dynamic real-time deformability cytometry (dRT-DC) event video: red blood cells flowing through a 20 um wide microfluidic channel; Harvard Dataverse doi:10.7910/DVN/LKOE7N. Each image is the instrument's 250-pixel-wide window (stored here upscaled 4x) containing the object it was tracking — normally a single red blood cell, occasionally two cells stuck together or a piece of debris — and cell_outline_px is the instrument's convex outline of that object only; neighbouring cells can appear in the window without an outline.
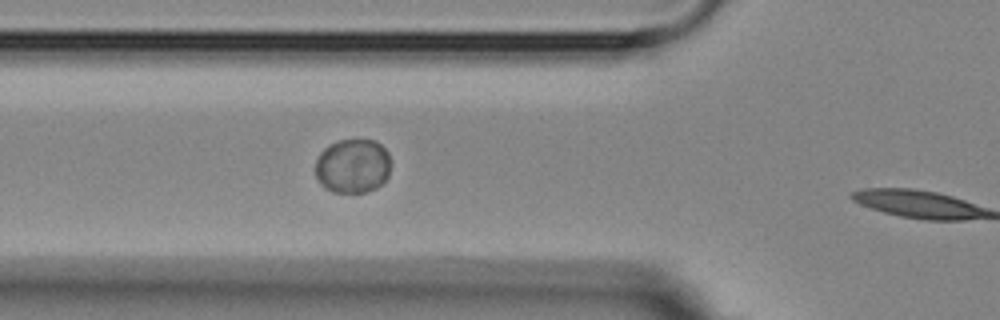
{"species": "Egyptian fruit bat (a non-hibernating species)", "species_latin": "Rousettus aegyptiacus", "temperature_condition": "room temperature", "stored_images_in_passage": 4, "segment_of_instrument_passage": [1, 2], "camera_frame_rate_fps": 3000, "um_per_image_px": 0.085, "animal": {"sex": "female"}, "frame": {"image": 1, "passage_image": 3, "time_ms": 3.333, "image_size_px": [1000, 320], "cell_outline_px": [[392, 164], [388, 176], [376, 188], [364, 192], [332, 192], [324, 188], [320, 184], [316, 176], [316, 160], [320, 152], [328, 144], [340, 140], [376, 140], [388, 152], [392, 160]], "centroid_in_image_um": [29.99, 14.1], "position_along_channel_um": 95.8, "area_um2": 24.16}}